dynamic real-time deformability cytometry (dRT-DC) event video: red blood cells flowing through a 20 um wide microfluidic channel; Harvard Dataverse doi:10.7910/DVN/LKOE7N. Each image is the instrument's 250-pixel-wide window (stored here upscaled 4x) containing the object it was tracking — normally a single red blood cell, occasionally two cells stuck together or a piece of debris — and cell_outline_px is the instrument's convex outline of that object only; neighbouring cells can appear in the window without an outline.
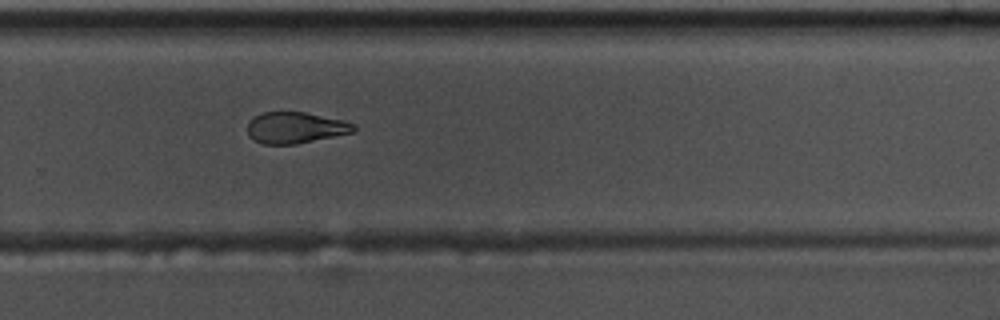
{"species": "common noctule bat (a hibernating species)", "species_latin": "Nyctalus noctula", "temperature_condition": "warm", "stored_images_in_passage": 43, "camera_frame_rate_fps": 3000, "um_per_image_px": 0.085, "animal": {"sex": "male", "body_mass_g": 17.5, "forearm_length_mm": 52.3}, "frame": {"image": 1, "passage_image": 25, "time_ms": 8.0, "image_size_px": [1000, 320], "cell_outline_px": [[356, 128], [352, 132], [296, 144], [264, 144], [252, 140], [248, 136], [248, 124], [256, 116], [264, 112], [304, 112], [344, 120], [352, 124]], "centroid_in_image_um": [25.08, 10.86], "position_along_channel_um": 304.7, "area_um2": 19.07}}
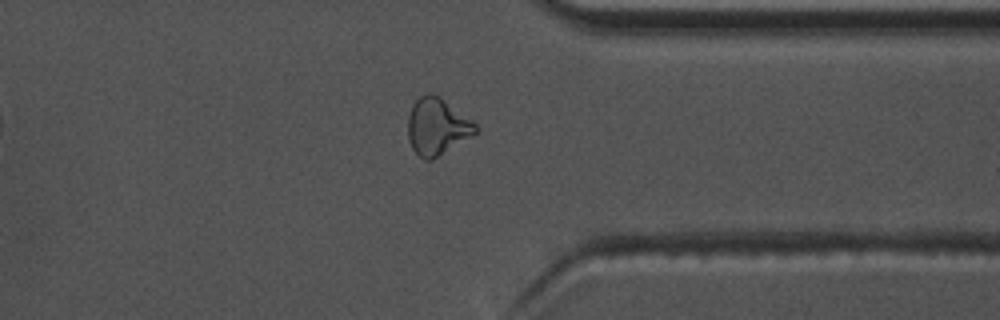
{"frame": {"image": 2, "passage_image": 31, "time_ms": 10.0, "image_size_px": [1000, 320], "cell_outline_px": [[476, 132], [432, 160], [424, 160], [412, 148], [408, 136], [408, 116], [412, 104], [420, 96], [428, 92], [432, 92], [440, 96], [472, 120], [476, 124]], "centroid_in_image_um": [37.12, 10.72], "position_along_channel_um": 374.3, "area_um2": 22.14}, "authors_computed_cell_mechanics": {"area_um2": 20.6924, "velocity_mm_per_s": 3.6931, "shape_relaxation_time_tau1_ms": 9.6161, "shape_relaxation_time_tau2_ms": 4.3685, "deformation_change_tau1": 0.234, "deformation_change_tau2": 0.1333}}